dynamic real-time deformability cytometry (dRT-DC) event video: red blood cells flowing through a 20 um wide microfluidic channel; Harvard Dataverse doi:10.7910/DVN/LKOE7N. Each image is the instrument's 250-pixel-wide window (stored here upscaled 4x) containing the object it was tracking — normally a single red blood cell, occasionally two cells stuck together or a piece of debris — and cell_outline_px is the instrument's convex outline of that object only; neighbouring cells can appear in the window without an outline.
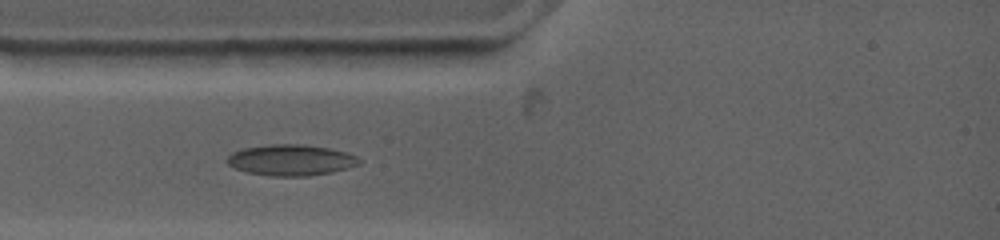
{"species": "common noctule bat (a hibernating species)", "species_latin": "Nyctalus noctula", "temperature_condition": "warm", "stored_images_in_passage": 5, "camera_frame_rate_fps": 4500, "um_per_image_px": 0.085, "animal": {"sex": "female", "body_mass_g": 19.0, "forearm_length_mm": 53.3}, "frame": {"image": 1, "passage_image": 3, "time_ms": 2.0, "image_size_px": [1000, 240], "cell_outline_px": [[360, 164], [348, 168], [332, 172], [308, 176], [268, 176], [248, 172], [236, 168], [228, 164], [228, 156], [232, 152], [244, 148], [272, 144], [300, 144], [328, 148], [344, 152], [356, 156], [360, 160]], "centroid_in_image_um": [24.74, 13.61], "position_along_channel_um": 60.3, "area_um2": 23.64}}
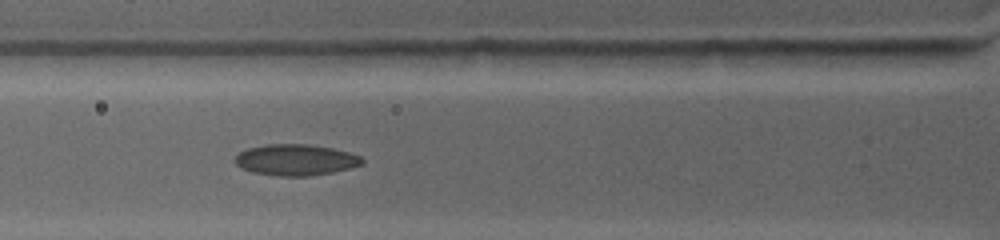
{"frame": {"image": 2, "passage_image": 4, "time_ms": 3.111, "image_size_px": [1000, 240], "cell_outline_px": [[364, 164], [332, 172], [308, 176], [276, 176], [252, 172], [240, 168], [236, 164], [236, 156], [240, 152], [248, 148], [268, 144], [312, 144], [332, 148], [348, 152], [360, 156], [364, 160]], "centroid_in_image_um": [25.13, 13.59], "position_along_channel_um": 100.7, "area_um2": 23.06}}
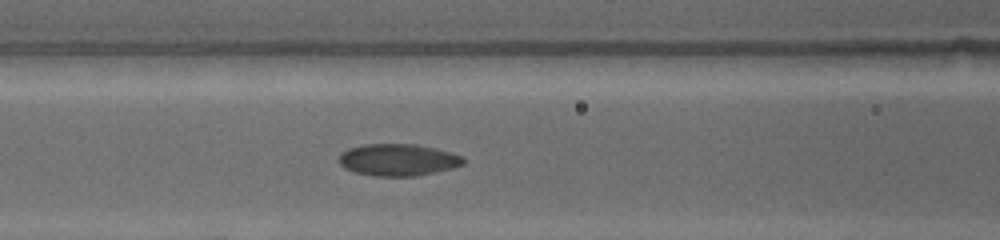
{"frame": {"image": 3, "passage_image": 5, "time_ms": 4.0, "image_size_px": [1000, 240], "cell_outline_px": [[464, 164], [452, 168], [416, 176], [372, 176], [356, 172], [344, 168], [340, 164], [340, 156], [344, 152], [352, 148], [368, 144], [412, 144], [432, 148], [464, 156]], "centroid_in_image_um": [33.85, 13.6], "position_along_channel_um": 132.7, "area_um2": 22.72}}